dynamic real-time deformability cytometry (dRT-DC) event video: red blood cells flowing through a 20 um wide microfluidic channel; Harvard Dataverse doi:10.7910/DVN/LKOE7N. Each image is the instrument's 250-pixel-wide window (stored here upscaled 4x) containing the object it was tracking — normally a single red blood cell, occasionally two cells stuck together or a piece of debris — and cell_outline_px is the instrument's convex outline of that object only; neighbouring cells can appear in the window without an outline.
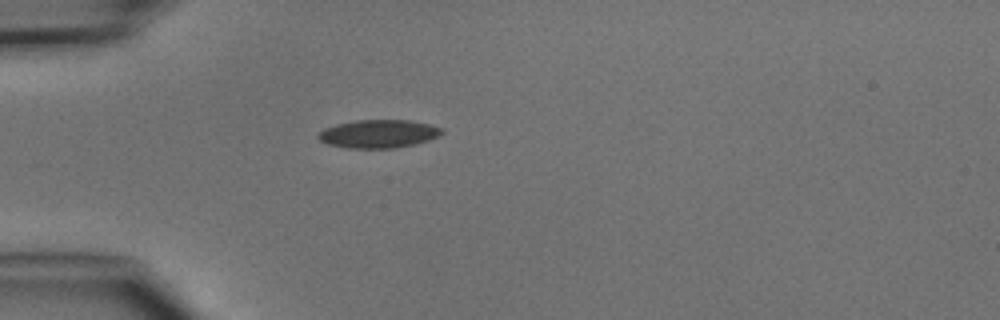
{"species": "common noctule bat (a hibernating species)", "species_latin": "Nyctalus noctula", "temperature_condition": "cold", "stored_images_in_passage": 1, "camera_frame_rate_fps": 3000, "um_per_image_px": 0.085, "animal": {"sex": "male", "body_mass_g": 15.6}, "frame": {"image": 1, "passage_image": 1, "time_ms": 0.0, "image_size_px": [1000, 320], "cell_outline_px": [[444, 132], [440, 136], [428, 140], [396, 148], [348, 148], [328, 144], [320, 140], [316, 136], [324, 128], [336, 124], [356, 120], [408, 120], [428, 124], [444, 128]], "centroid_in_image_um": [32.18, 11.37], "position_along_channel_um": 52.8, "area_um2": 20.29}}